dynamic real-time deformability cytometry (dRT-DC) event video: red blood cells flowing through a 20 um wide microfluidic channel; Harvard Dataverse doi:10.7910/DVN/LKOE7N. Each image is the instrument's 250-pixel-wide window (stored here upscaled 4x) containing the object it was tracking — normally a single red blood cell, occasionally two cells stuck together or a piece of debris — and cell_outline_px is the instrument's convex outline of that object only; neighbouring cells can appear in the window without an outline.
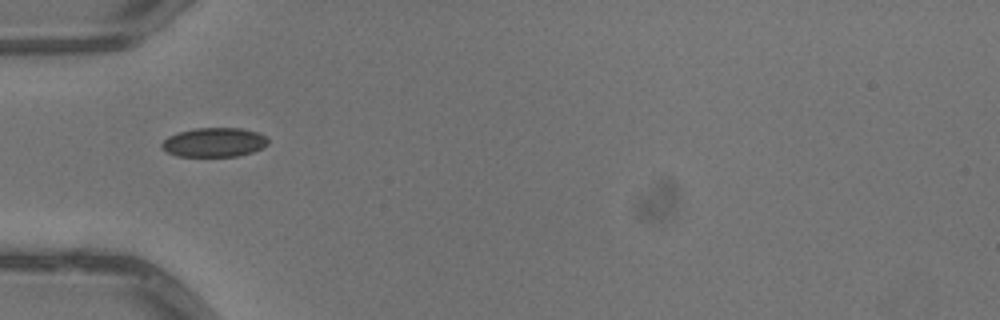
{"species": "common noctule bat (a hibernating species)", "species_latin": "Nyctalus noctula", "temperature_condition": "warm", "stored_images_in_passage": 2, "camera_frame_rate_fps": 3000, "um_per_image_px": 0.085, "animal": {"sex": "male", "body_mass_g": 13.3}, "frame": {"image": 1, "passage_image": 1, "time_ms": 0.0, "image_size_px": [1000, 320], "cell_outline_px": [[268, 144], [264, 148], [252, 152], [236, 156], [176, 156], [160, 148], [160, 144], [168, 136], [180, 132], [196, 128], [240, 128], [256, 132], [264, 136], [268, 140]], "centroid_in_image_um": [18.19, 12.1], "position_along_channel_um": 66.8, "area_um2": 18.03}}
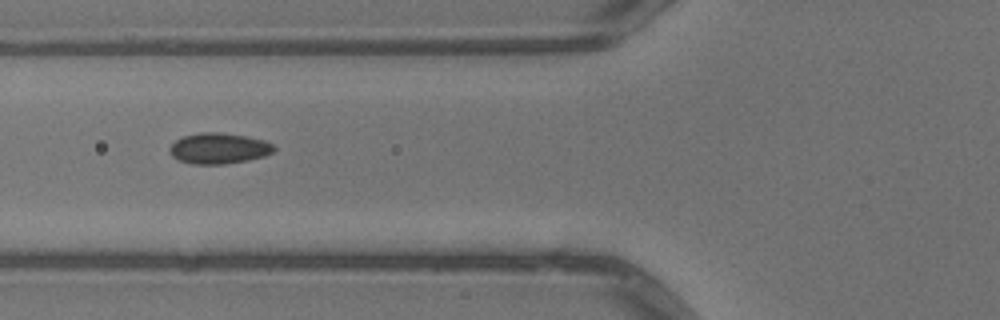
{"frame": {"image": 2, "passage_image": 2, "time_ms": 0.333, "image_size_px": [1000, 320], "cell_outline_px": [[276, 148], [272, 152], [264, 156], [248, 160], [224, 164], [192, 164], [180, 160], [172, 156], [168, 148], [176, 140], [184, 136], [200, 132], [220, 132], [244, 136], [264, 140], [272, 144]], "centroid_in_image_um": [18.59, 12.61], "position_along_channel_um": 107.2, "area_um2": 18.61}}